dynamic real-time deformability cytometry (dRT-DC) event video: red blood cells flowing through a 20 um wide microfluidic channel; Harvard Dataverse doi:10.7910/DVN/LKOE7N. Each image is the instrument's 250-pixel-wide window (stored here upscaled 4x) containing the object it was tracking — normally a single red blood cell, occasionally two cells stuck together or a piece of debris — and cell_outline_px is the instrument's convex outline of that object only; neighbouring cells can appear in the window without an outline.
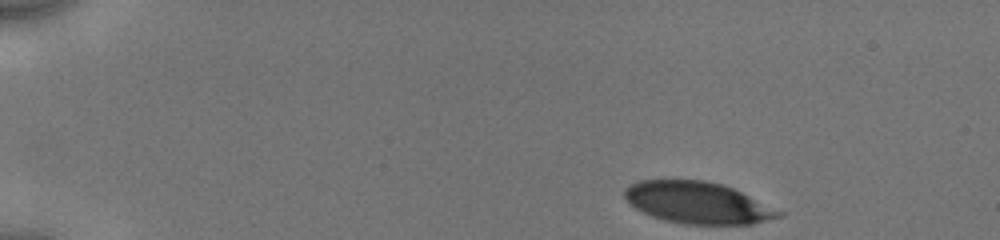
{"species": "human", "species_latin": "Homo sapiens", "temperature_condition": "cold", "stored_images_in_passage": 39, "camera_frame_rate_fps": 3000, "um_per_image_px": 0.085, "donor": {"sex": "male"}, "frame": {"image": 1, "passage_image": 1, "time_ms": 0.0, "image_size_px": [1000, 240], "cell_outline_px": [[784, 216], [752, 224], [684, 224], [664, 220], [652, 216], [636, 208], [624, 196], [624, 188], [628, 184], [640, 180], [704, 180], [724, 184], [784, 212]], "centroid_in_image_um": [59.31, 17.22], "position_along_channel_um": 25.7, "area_um2": 37.4}}
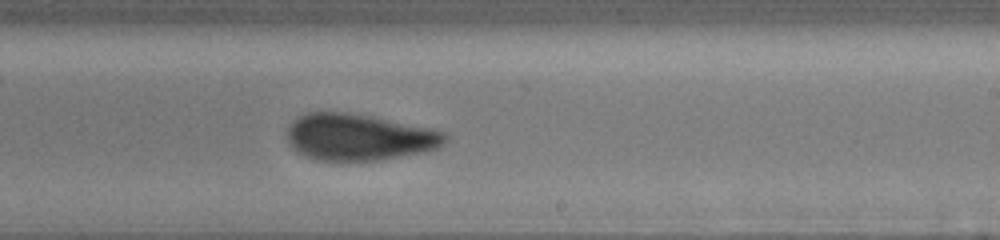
{"frame": {"image": 2, "passage_image": 23, "time_ms": 8.667, "image_size_px": [1000, 240], "cell_outline_px": [[448, 140], [440, 148], [424, 152], [380, 160], [320, 160], [304, 156], [296, 152], [292, 148], [288, 140], [288, 128], [292, 120], [308, 112], [348, 112], [372, 116], [432, 128], [448, 132]], "centroid_in_image_um": [30.56, 11.65], "position_along_channel_um": 258.4, "area_um2": 43.23}}
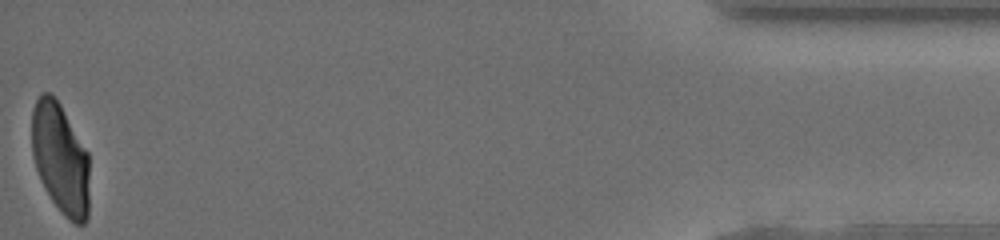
{"frame": {"image": 3, "passage_image": 39, "time_ms": 15.0, "image_size_px": [1000, 240], "cell_outline_px": [[88, 216], [84, 224], [76, 224], [68, 220], [60, 212], [44, 188], [40, 180], [32, 156], [32, 108], [40, 92], [48, 92], [60, 104], [88, 152]], "centroid_in_image_um": [5.12, 13.49], "position_along_channel_um": 430.1, "area_um2": 37.28}, "authors_computed_cell_mechanics": {"area_um2": 41.7894, "velocity_mm_per_s": 3.9385, "shape_relaxation_time_tau1_ms": 4.0524, "shape_relaxation_time_tau2_ms": 1.2597, "deformation_change_tau1": 0.143, "deformation_change_tau2": 0.0723}}